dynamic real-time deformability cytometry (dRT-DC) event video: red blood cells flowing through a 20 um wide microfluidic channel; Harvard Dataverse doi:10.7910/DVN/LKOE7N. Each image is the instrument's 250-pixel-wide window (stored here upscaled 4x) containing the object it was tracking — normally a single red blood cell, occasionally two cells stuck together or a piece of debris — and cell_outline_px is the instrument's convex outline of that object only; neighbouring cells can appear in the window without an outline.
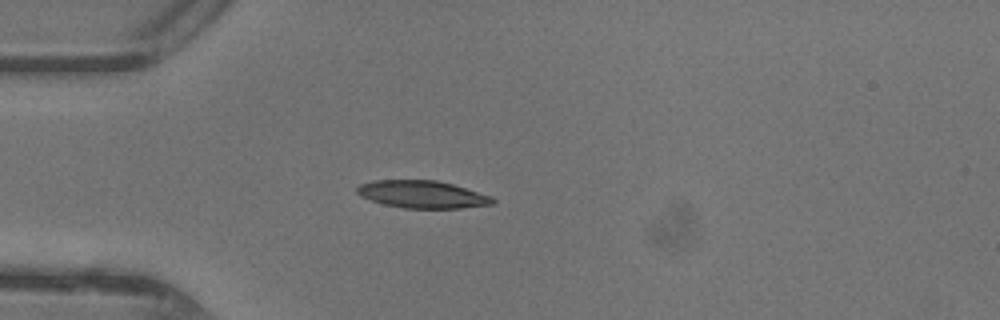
{"species": "common noctule bat (a hibernating species)", "species_latin": "Nyctalus noctula", "temperature_condition": "warm", "stored_images_in_passage": 46, "camera_frame_rate_fps": 3000, "um_per_image_px": 0.085, "animal": {"sex": "female"}, "frame": {"image": 1, "passage_image": 13, "time_ms": 4.0, "image_size_px": [1000, 320], "cell_outline_px": [[496, 200], [492, 204], [460, 208], [404, 208], [384, 204], [360, 196], [356, 192], [356, 188], [360, 184], [372, 180], [436, 180], [452, 184], [492, 196]], "centroid_in_image_um": [35.88, 16.51], "position_along_channel_um": 49.1, "area_um2": 21.62}}
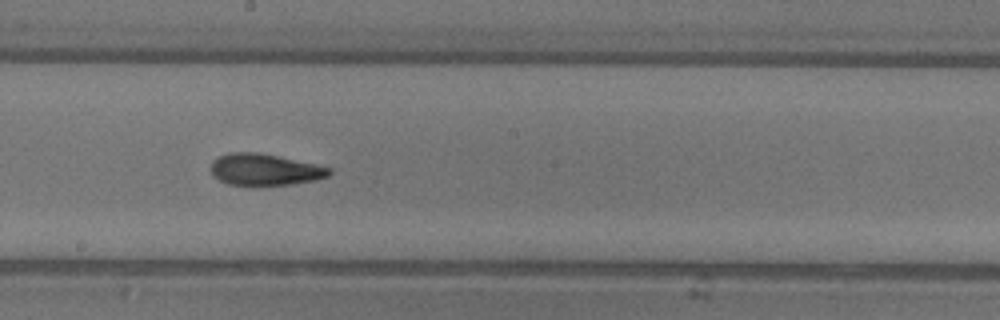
{"frame": {"image": 2, "passage_image": 26, "time_ms": 8.333, "image_size_px": [1000, 320], "cell_outline_px": [[332, 172], [328, 176], [316, 180], [288, 184], [228, 184], [212, 176], [212, 160], [228, 152], [256, 152], [316, 164], [332, 168]], "centroid_in_image_um": [22.51, 14.4], "position_along_channel_um": 225.7, "area_um2": 21.39}}
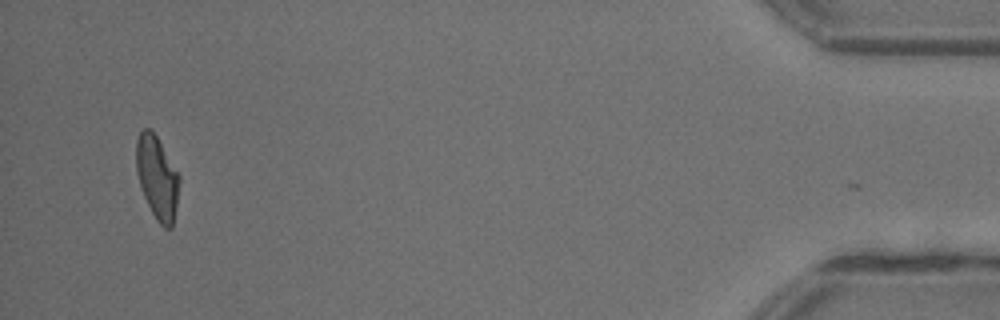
{"frame": {"image": 3, "passage_image": 45, "time_ms": 14.667, "image_size_px": [1000, 320], "cell_outline_px": [[180, 180], [176, 208], [172, 228], [164, 228], [156, 220], [140, 188], [136, 172], [136, 140], [140, 132], [144, 128], [152, 128], [180, 176]], "centroid_in_image_um": [13.35, 15.08], "position_along_channel_um": 421.9, "area_um2": 20.98}, "authors_computed_cell_mechanics": {"area_um2": 21.5016, "velocity_mm_per_s": 4.4001, "shape_relaxation_time_tau1_ms": 4.6351, "shape_relaxation_time_tau2_ms": 2.3757, "deformation_change_tau1": 0.1774, "deformation_change_tau2": 0.1073}}